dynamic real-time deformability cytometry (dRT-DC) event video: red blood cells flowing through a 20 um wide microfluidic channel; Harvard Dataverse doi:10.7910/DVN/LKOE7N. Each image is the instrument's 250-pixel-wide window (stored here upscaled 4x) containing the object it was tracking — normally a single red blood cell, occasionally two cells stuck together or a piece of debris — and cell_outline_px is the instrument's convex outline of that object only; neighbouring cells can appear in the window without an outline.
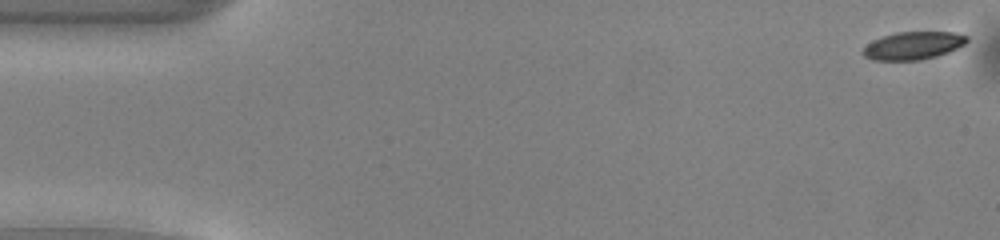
{"species": "common noctule bat (a hibernating species)", "species_latin": "Nyctalus noctula", "temperature_condition": "warm", "stored_images_in_passage": 9, "camera_frame_rate_fps": 3000, "um_per_image_px": 0.085, "animal": {"sex": "male", "body_mass_g": 13.0, "forearm_length_mm": 53.1}, "frame": {"image": 1, "passage_image": 1, "time_ms": 0.0, "image_size_px": [1000, 240], "cell_outline_px": [[968, 40], [964, 44], [948, 52], [936, 56], [920, 60], [872, 60], [864, 56], [860, 52], [872, 40], [896, 32], [952, 32], [968, 36]], "centroid_in_image_um": [77.59, 3.88], "position_along_channel_um": 7.4, "area_um2": 16.76}}